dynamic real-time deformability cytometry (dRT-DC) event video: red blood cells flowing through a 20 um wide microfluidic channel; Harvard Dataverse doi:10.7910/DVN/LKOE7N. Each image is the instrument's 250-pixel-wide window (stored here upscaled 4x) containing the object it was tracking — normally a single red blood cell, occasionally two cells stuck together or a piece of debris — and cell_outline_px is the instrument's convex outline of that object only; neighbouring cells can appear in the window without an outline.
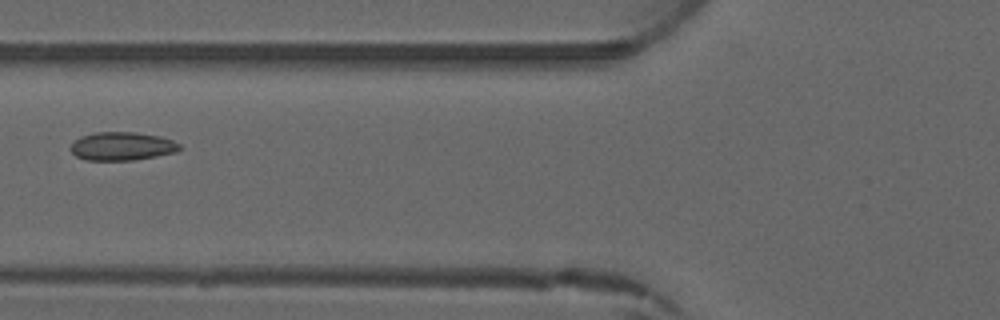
{"species": "common noctule bat (a hibernating species)", "species_latin": "Nyctalus noctula", "temperature_condition": "warm", "stored_images_in_passage": 5, "camera_frame_rate_fps": 3000, "um_per_image_px": 0.085, "animal": {"sex": "male", "forearm_length_mm": 52.5}, "frame": {"image": 1, "passage_image": 5, "time_ms": 5.667, "image_size_px": [1000, 320], "cell_outline_px": [[180, 148], [176, 152], [156, 156], [132, 160], [88, 160], [76, 156], [68, 148], [80, 136], [96, 132], [136, 132], [160, 136], [172, 140], [180, 144]], "centroid_in_image_um": [10.36, 12.42], "position_along_channel_um": 115.4, "area_um2": 17.98}}